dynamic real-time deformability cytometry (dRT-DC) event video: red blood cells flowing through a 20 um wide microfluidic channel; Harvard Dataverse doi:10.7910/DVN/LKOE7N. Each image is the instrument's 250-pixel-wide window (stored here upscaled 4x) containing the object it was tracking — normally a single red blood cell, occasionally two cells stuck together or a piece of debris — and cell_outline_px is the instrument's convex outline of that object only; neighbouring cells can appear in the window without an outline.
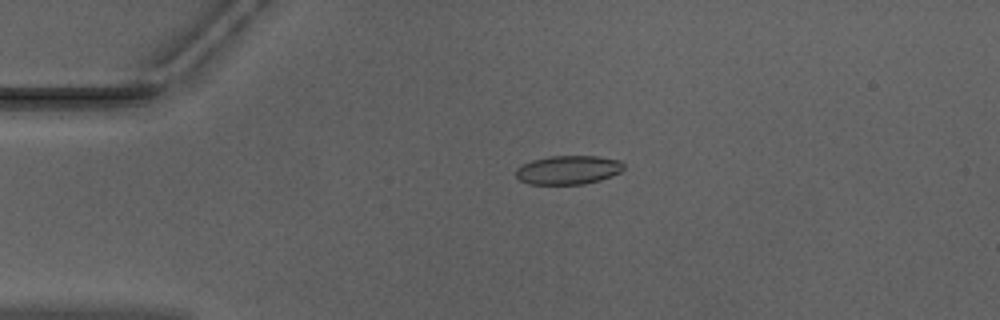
{"species": "Egyptian fruit bat (a non-hibernating species)", "species_latin": "Rousettus aegyptiacus", "temperature_condition": "warm", "stored_images_in_passage": 52, "camera_frame_rate_fps": 3000, "um_per_image_px": 0.085, "animal": {"sex": "male"}, "frame": {"image": 1, "passage_image": 12, "time_ms": 3.667, "image_size_px": [1000, 320], "cell_outline_px": [[624, 168], [620, 172], [600, 180], [584, 184], [528, 184], [520, 180], [516, 176], [516, 168], [532, 160], [548, 156], [596, 156], [620, 160], [624, 164]], "centroid_in_image_um": [48.3, 14.44], "position_along_channel_um": 36.7, "area_um2": 18.09}}
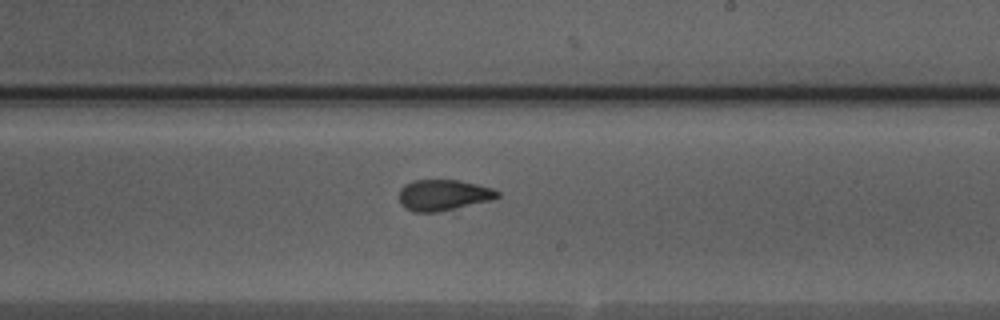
{"frame": {"image": 2, "passage_image": 31, "time_ms": 10.0, "image_size_px": [1000, 320], "cell_outline_px": [[500, 196], [492, 200], [436, 212], [412, 212], [404, 208], [400, 204], [400, 188], [404, 184], [412, 180], [460, 180], [492, 188], [500, 192]], "centroid_in_image_um": [37.66, 16.58], "position_along_channel_um": 251.3, "area_um2": 17.8}}
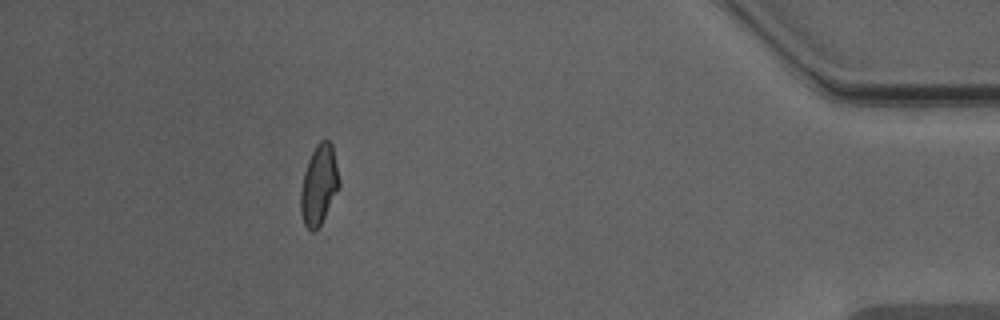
{"frame": {"image": 3, "passage_image": 47, "time_ms": 15.333, "image_size_px": [1000, 320], "cell_outline_px": [[340, 188], [316, 232], [312, 232], [304, 224], [300, 212], [300, 192], [304, 172], [308, 160], [316, 144], [320, 140], [328, 140], [332, 144], [340, 180]], "centroid_in_image_um": [27.11, 15.73], "position_along_channel_um": 408.1, "area_um2": 18.09}, "authors_computed_cell_mechanics": {"area_um2": 18.2648, "velocity_mm_per_s": 3.9747, "shape_relaxation_time_tau1_ms": 6.4744, "shape_relaxation_time_tau2_ms": 1.2237, "deformation_change_tau1": 0.1625, "deformation_change_tau2": 0.0723}}